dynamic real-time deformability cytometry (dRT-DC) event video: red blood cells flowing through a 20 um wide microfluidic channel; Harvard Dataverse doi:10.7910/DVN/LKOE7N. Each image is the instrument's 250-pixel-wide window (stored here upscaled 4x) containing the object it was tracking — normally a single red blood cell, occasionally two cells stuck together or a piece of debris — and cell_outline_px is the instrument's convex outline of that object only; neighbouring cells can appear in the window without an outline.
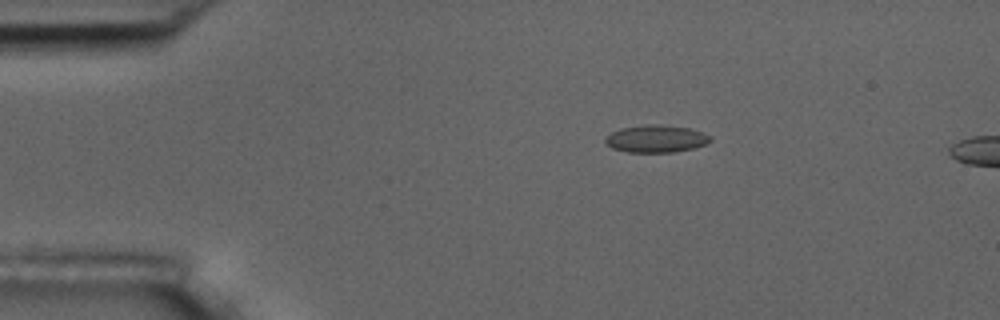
{"species": "common noctule bat (a hibernating species)", "species_latin": "Nyctalus noctula", "temperature_condition": "room temperature", "stored_images_in_passage": 5, "camera_frame_rate_fps": 3000, "um_per_image_px": 0.085, "animal": {"sex": "male", "body_mass_g": 17.5, "forearm_length_mm": 52.3}, "frame": {"image": 1, "passage_image": 3, "time_ms": 2.667, "image_size_px": [1000, 320], "cell_outline_px": [[712, 140], [708, 144], [676, 152], [628, 152], [612, 148], [604, 140], [612, 132], [620, 128], [644, 124], [660, 124], [688, 128], [712, 136]], "centroid_in_image_um": [55.79, 11.79], "position_along_channel_um": 29.2, "area_um2": 16.76}}